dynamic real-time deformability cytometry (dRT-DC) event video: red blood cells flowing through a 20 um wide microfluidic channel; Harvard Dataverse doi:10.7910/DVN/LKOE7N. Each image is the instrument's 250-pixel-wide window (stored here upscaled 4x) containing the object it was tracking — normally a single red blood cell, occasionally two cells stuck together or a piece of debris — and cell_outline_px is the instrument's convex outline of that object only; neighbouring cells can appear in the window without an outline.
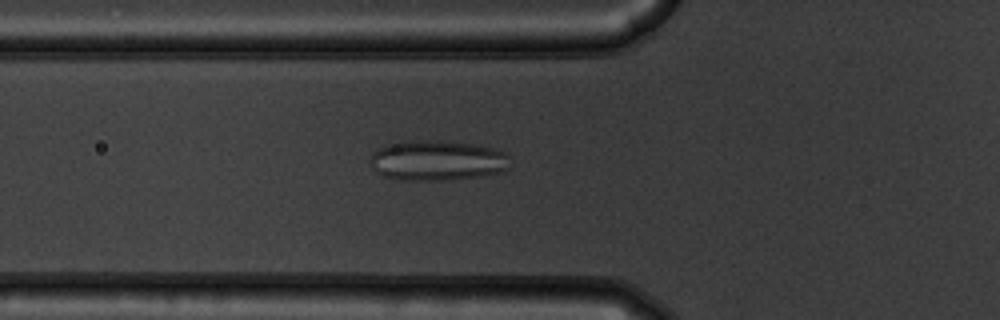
{"species": "common noctule bat (a hibernating species)", "species_latin": "Nyctalus noctula", "temperature_condition": "warm", "stored_images_in_passage": 55, "camera_frame_rate_fps": 3000, "um_per_image_px": 0.085, "animal": {"sex": "male", "body_mass_g": 19.5, "forearm_length_mm": 54.6}, "frame": {"image": 1, "passage_image": 20, "time_ms": 6.333, "image_size_px": [1000, 320], "cell_outline_px": [[508, 156], [504, 172], [484, 176], [452, 180], [400, 180], [384, 176], [376, 172], [372, 168], [372, 152], [388, 144], [420, 140], [440, 140], [476, 144], [508, 152]], "centroid_in_image_um": [37.19, 13.65], "position_along_channel_um": 88.6, "area_um2": 32.89}}
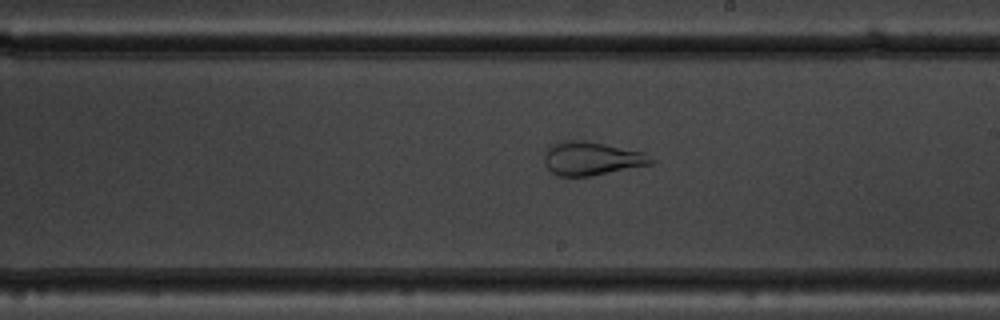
{"frame": {"image": 2, "passage_image": 32, "time_ms": 10.333, "image_size_px": [1000, 320], "cell_outline_px": [[656, 160], [652, 164], [588, 176], [556, 176], [548, 168], [544, 160], [544, 156], [548, 148], [552, 144], [572, 140], [584, 140], [644, 152]], "centroid_in_image_um": [50.3, 13.47], "position_along_channel_um": 238.7, "area_um2": 20.58}}
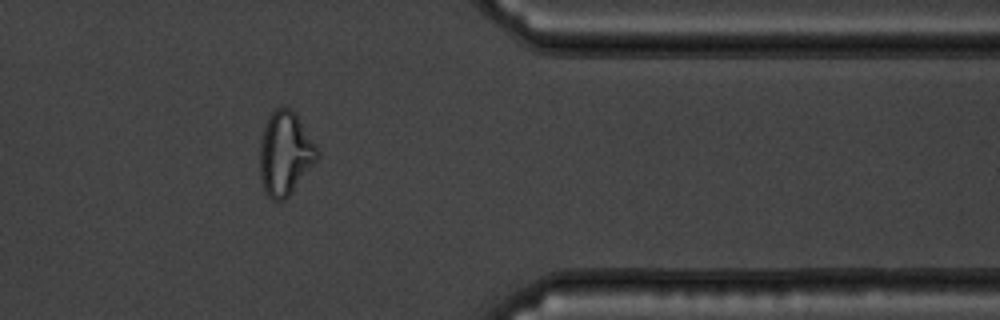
{"frame": {"image": 3, "passage_image": 45, "time_ms": 14.667, "image_size_px": [1000, 320], "cell_outline_px": [[320, 156], [292, 192], [284, 200], [272, 200], [264, 192], [260, 176], [260, 140], [268, 116], [276, 108], [288, 108], [296, 112], [316, 144], [320, 152]], "centroid_in_image_um": [24.25, 13.04], "position_along_channel_um": 387.2, "area_um2": 28.15}}